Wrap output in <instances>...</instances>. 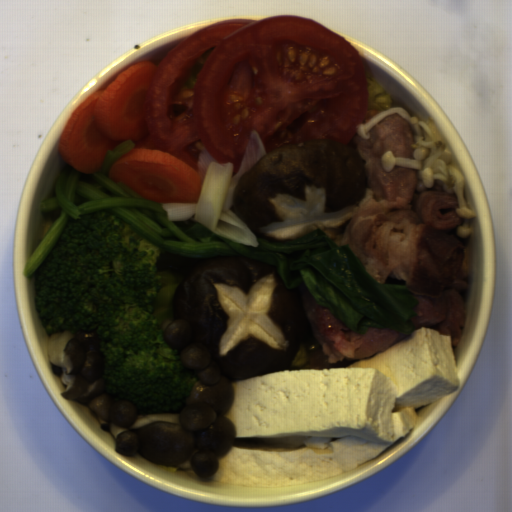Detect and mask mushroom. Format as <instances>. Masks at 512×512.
<instances>
[{"mask_svg":"<svg viewBox=\"0 0 512 512\" xmlns=\"http://www.w3.org/2000/svg\"><path fill=\"white\" fill-rule=\"evenodd\" d=\"M157 274L178 286L172 316L196 344L210 348L213 364L231 381L290 371L312 323L301 295L287 290L277 267L245 257L191 259L159 250Z\"/></svg>","mask_w":512,"mask_h":512,"instance_id":"mushroom-1","label":"mushroom"},{"mask_svg":"<svg viewBox=\"0 0 512 512\" xmlns=\"http://www.w3.org/2000/svg\"><path fill=\"white\" fill-rule=\"evenodd\" d=\"M364 164L354 139L281 144L237 179L232 209L272 243H288L316 229L339 238L373 194Z\"/></svg>","mask_w":512,"mask_h":512,"instance_id":"mushroom-2","label":"mushroom"}]
</instances>
